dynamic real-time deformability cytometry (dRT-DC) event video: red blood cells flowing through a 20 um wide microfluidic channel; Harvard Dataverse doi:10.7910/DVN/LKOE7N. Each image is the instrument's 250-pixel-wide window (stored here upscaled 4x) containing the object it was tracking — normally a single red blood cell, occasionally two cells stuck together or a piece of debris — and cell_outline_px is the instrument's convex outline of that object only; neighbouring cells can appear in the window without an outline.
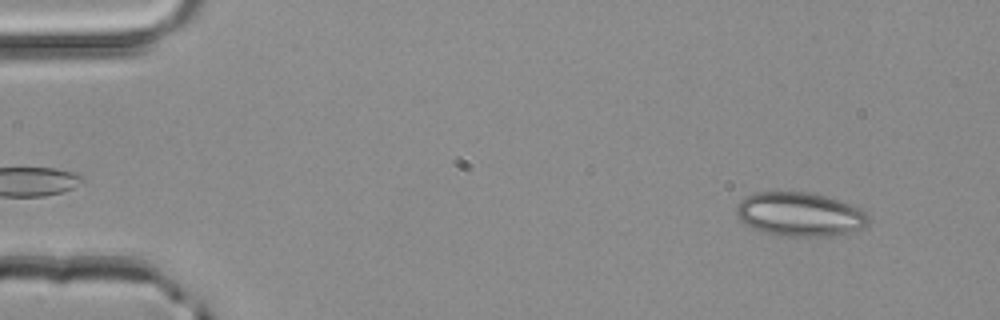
{"species": "common noctule bat (a hibernating species)", "species_latin": "Nyctalus noctula", "temperature_condition": "room temperature", "stored_images_in_passage": 3, "camera_frame_rate_fps": 3000, "um_per_image_px": 0.085, "animal": {"sex": "male", "body_mass_g": 20.4}, "frame": {"image": 1, "passage_image": 1, "time_ms": 0.0, "image_size_px": [1000, 320], "cell_outline_px": [[868, 224], [860, 228], [848, 232], [824, 236], [784, 236], [764, 232], [752, 228], [744, 224], [736, 216], [736, 204], [744, 196], [756, 192], [808, 192], [840, 200], [860, 208], [868, 212]], "centroid_in_image_um": [67.94, 18.2], "position_along_channel_um": 17.1, "area_um2": 33.87}}